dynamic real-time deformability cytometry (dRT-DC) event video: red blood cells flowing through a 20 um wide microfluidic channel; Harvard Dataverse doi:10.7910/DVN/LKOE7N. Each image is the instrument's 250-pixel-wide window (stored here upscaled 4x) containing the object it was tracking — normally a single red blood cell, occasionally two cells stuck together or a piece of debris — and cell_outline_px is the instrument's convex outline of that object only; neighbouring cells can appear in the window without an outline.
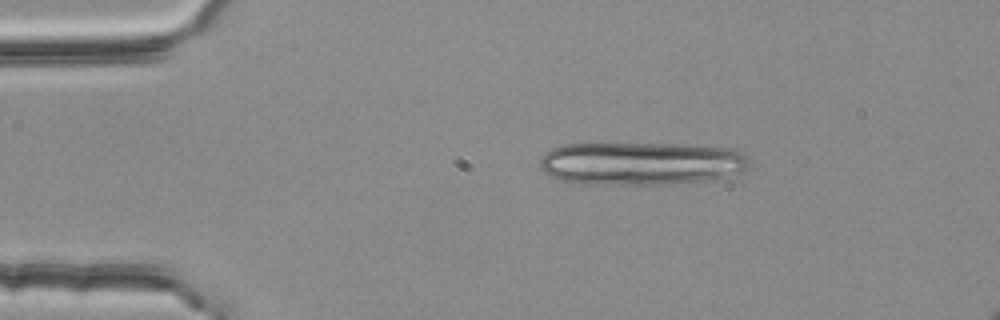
{"species": "common noctule bat (a hibernating species)", "species_latin": "Nyctalus noctula", "temperature_condition": "room temperature", "stored_images_in_passage": 2, "camera_frame_rate_fps": 3000, "um_per_image_px": 0.085, "animal": {"sex": "female", "body_mass_g": 25.1}, "frame": {"image": 1, "passage_image": 1, "time_ms": 0.0, "image_size_px": [1000, 320], "cell_outline_px": [[748, 164], [740, 172], [712, 180], [672, 184], [584, 184], [564, 180], [552, 176], [544, 172], [540, 168], [540, 160], [544, 152], [552, 148], [564, 144], [684, 144], [732, 148], [744, 152], [748, 156]], "centroid_in_image_um": [54.51, 13.88], "position_along_channel_um": 30.5, "area_um2": 52.83}}